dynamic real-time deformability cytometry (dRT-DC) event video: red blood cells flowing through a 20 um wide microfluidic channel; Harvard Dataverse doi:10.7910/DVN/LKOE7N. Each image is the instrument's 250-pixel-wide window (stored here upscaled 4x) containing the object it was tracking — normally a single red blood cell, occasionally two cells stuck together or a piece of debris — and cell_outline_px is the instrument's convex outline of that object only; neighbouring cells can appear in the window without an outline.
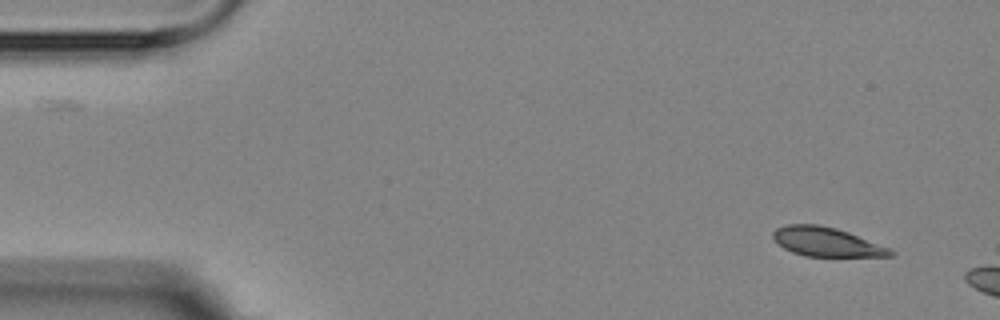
{"species": "Egyptian fruit bat (a non-hibernating species)", "species_latin": "Rousettus aegyptiacus", "temperature_condition": "room temperature", "stored_images_in_passage": 2, "camera_frame_rate_fps": 3000, "um_per_image_px": 0.085, "animal": {"sex": "female"}, "frame": {"image": 1, "passage_image": 2, "time_ms": 1.333, "image_size_px": [1000, 320], "cell_outline_px": [[896, 252], [892, 256], [804, 256], [792, 252], [784, 248], [772, 236], [772, 232], [776, 228], [788, 224], [816, 224], [836, 228], [848, 232], [888, 248]], "centroid_in_image_um": [70.22, 20.56], "position_along_channel_um": 14.8, "area_um2": 19.59}}